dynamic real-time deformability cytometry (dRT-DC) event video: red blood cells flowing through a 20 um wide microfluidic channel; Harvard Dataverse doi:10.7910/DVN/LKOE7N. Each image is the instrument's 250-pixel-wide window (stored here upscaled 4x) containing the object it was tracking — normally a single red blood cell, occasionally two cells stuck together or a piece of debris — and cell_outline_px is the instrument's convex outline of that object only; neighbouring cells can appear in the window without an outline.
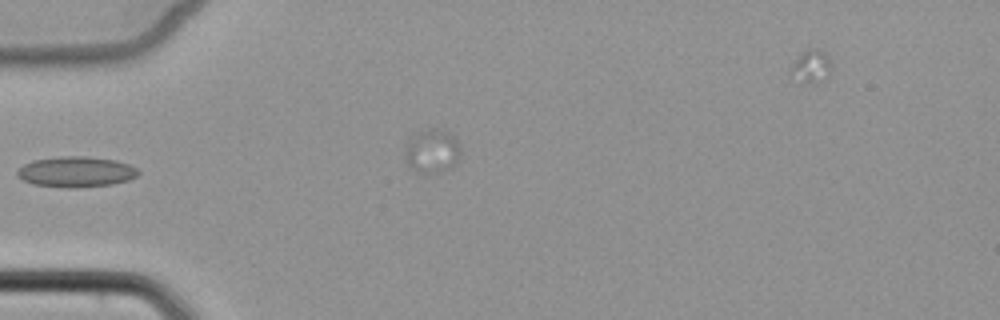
{"species": "common noctule bat (a hibernating species)", "species_latin": "Nyctalus noctula", "temperature_condition": "cold", "stored_images_in_passage": 6, "segment_of_instrument_passage": [1, 2], "camera_frame_rate_fps": 3000, "um_per_image_px": 0.085, "animal": {"sex": "female", "body_mass_g": 22.7, "forearm_length_mm": 54.2}, "frame": {"image": 1, "passage_image": 4, "time_ms": 4.0, "image_size_px": [1000, 320], "cell_outline_px": [[140, 172], [136, 176], [128, 180], [112, 184], [76, 188], [68, 188], [32, 184], [24, 180], [16, 172], [24, 164], [32, 160], [60, 156], [84, 156], [116, 160], [128, 164], [136, 168]], "centroid_in_image_um": [6.47, 14.6], "position_along_channel_um": 78.5, "area_um2": 21.5}}
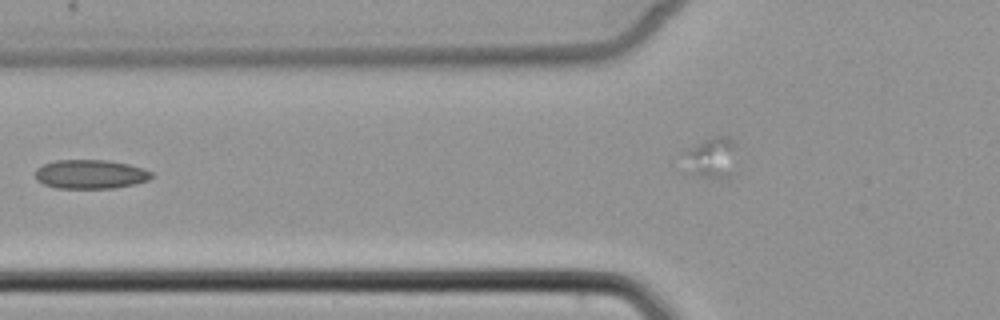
{"frame": {"image": 2, "passage_image": 5, "time_ms": 5.0, "image_size_px": [1000, 320], "cell_outline_px": [[152, 176], [148, 180], [136, 184], [112, 188], [56, 188], [44, 184], [36, 180], [36, 168], [44, 164], [56, 160], [108, 160], [128, 164], [144, 168], [152, 172]], "centroid_in_image_um": [7.69, 14.81], "position_along_channel_um": 118.1, "area_um2": 19.71}}